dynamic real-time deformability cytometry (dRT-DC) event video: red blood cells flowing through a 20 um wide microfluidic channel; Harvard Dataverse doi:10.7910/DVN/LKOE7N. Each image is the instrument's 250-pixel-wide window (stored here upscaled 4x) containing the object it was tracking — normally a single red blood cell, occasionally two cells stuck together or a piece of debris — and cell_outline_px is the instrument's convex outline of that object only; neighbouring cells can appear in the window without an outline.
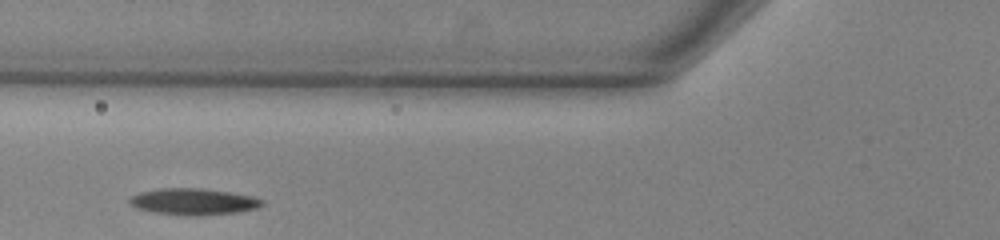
{"species": "common noctule bat (a hibernating species)", "species_latin": "Nyctalus noctula", "temperature_condition": "warm", "stored_images_in_passage": 27, "camera_frame_rate_fps": 3000, "um_per_image_px": 0.085, "animal": {"sex": "male", "body_mass_g": 13.0, "forearm_length_mm": 53.1}, "frame": {"image": 1, "passage_image": 5, "time_ms": 1.333, "image_size_px": [1000, 240], "cell_outline_px": [[264, 204], [260, 208], [236, 212], [200, 216], [188, 216], [152, 212], [136, 208], [128, 204], [128, 200], [132, 196], [140, 192], [160, 188], [204, 188], [252, 196], [264, 200]], "centroid_in_image_um": [16.44, 17.14], "position_along_channel_um": 109.4, "area_um2": 20.69}}
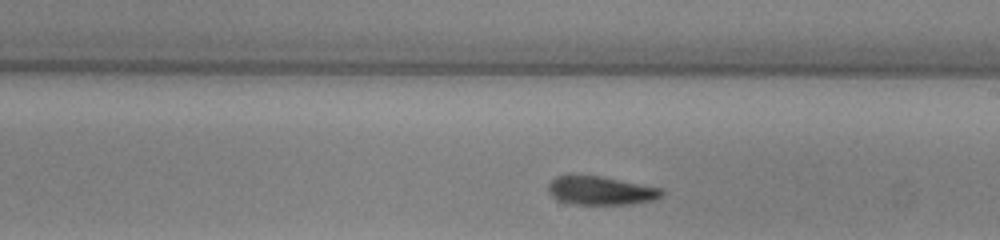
{"frame": {"image": 2, "passage_image": 15, "time_ms": 4.667, "image_size_px": [1000, 240], "cell_outline_px": [[668, 192], [664, 196], [656, 200], [632, 204], [572, 204], [556, 200], [548, 192], [548, 184], [556, 176], [568, 172], [604, 176], [664, 188]], "centroid_in_image_um": [51.1, 16.16], "position_along_channel_um": 237.9, "area_um2": 20.06}}
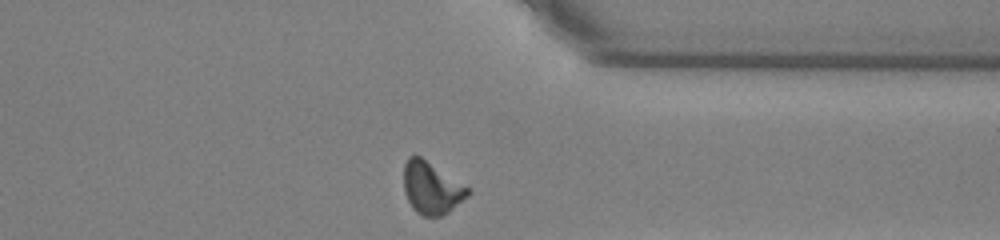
{"frame": {"image": 3, "passage_image": 26, "time_ms": 8.333, "image_size_px": [1000, 240], "cell_outline_px": [[472, 192], [468, 196], [448, 212], [440, 216], [420, 216], [412, 208], [404, 192], [404, 164], [408, 156], [420, 156], [468, 188]], "centroid_in_image_um": [36.65, 15.99], "position_along_channel_um": 374.8, "area_um2": 19.19}, "authors_computed_cell_mechanics": {"area_um2": 20.0566, "velocity_mm_per_s": 3.8609, "shape_relaxation_time_tau1_ms": 4.311, "shape_relaxation_time_tau2_ms": 5.8879, "deformation_change_tau1": 0.172, "deformation_change_tau2": 0.1194}}